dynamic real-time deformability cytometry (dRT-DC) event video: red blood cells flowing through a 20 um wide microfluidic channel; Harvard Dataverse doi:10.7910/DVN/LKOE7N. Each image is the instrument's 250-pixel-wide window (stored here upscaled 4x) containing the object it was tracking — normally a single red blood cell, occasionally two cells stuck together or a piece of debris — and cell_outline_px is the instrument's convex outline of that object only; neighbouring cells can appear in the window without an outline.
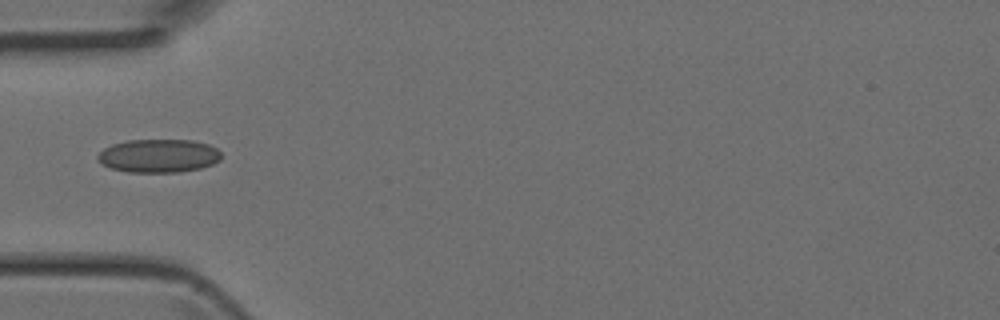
{"species": "Egyptian fruit bat (a non-hibernating species)", "species_latin": "Rousettus aegyptiacus", "temperature_condition": "room temperature", "stored_images_in_passage": 2, "camera_frame_rate_fps": 3000, "um_per_image_px": 0.085, "animal": {"sex": "female"}, "frame": {"image": 1, "passage_image": 1, "time_ms": 0.0, "image_size_px": [1000, 320], "cell_outline_px": [[220, 160], [212, 164], [200, 168], [180, 172], [128, 172], [112, 168], [104, 164], [96, 156], [104, 148], [112, 144], [128, 140], [192, 140], [208, 144], [216, 148], [220, 152]], "centroid_in_image_um": [13.5, 13.24], "position_along_channel_um": 71.5, "area_um2": 23.87}}
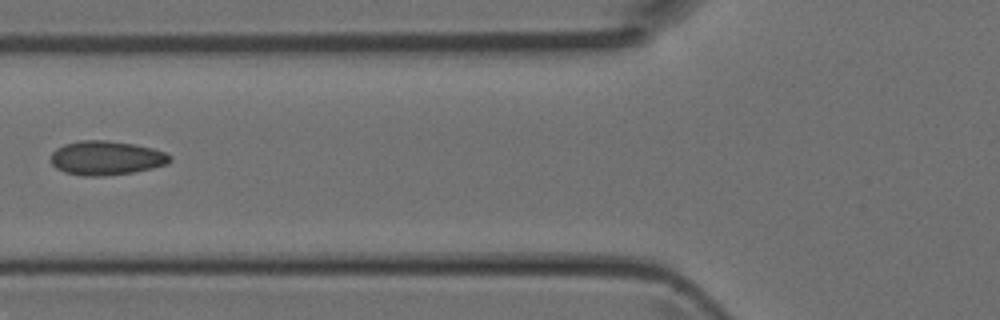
{"frame": {"image": 2, "passage_image": 2, "time_ms": 0.333, "image_size_px": [1000, 320], "cell_outline_px": [[172, 160], [168, 164], [152, 168], [132, 172], [104, 176], [84, 176], [64, 172], [56, 168], [52, 164], [52, 152], [56, 148], [64, 144], [80, 140], [108, 140], [136, 144], [152, 148], [164, 152], [172, 156]], "centroid_in_image_um": [9.04, 13.42], "position_along_channel_um": 116.8, "area_um2": 23.81}}